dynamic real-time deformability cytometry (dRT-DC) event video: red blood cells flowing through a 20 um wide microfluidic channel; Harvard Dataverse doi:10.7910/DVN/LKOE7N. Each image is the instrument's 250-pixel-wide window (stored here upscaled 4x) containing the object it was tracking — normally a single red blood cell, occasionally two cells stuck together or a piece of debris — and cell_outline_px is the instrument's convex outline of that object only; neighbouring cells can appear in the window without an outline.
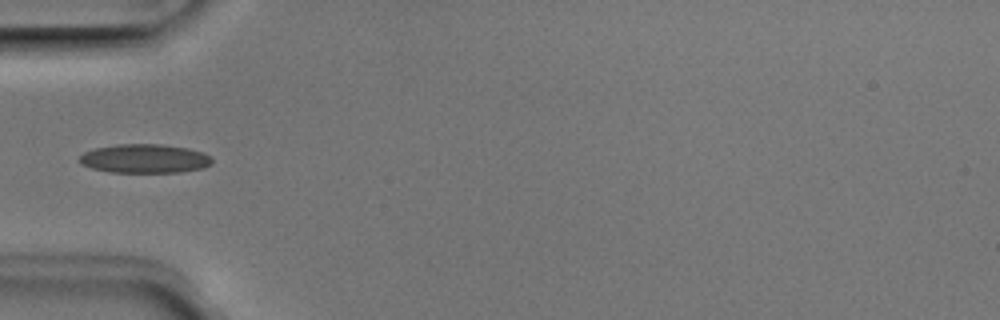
{"species": "Egyptian fruit bat (a non-hibernating species)", "species_latin": "Rousettus aegyptiacus", "temperature_condition": "room temperature", "stored_images_in_passage": 4, "camera_frame_rate_fps": 3000, "um_per_image_px": 0.085, "animal": {"sex": "male"}, "frame": {"image": 1, "passage_image": 4, "time_ms": 1.0, "image_size_px": [1000, 320], "cell_outline_px": [[212, 164], [204, 168], [180, 172], [108, 172], [92, 168], [80, 164], [76, 160], [84, 152], [96, 148], [116, 144], [160, 144], [188, 148], [204, 152], [212, 156]], "centroid_in_image_um": [12.3, 13.48], "position_along_channel_um": 72.7, "area_um2": 22.6}}